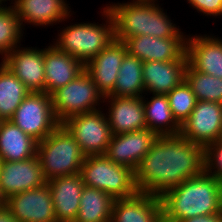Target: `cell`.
<instances>
[{
  "label": "cell",
  "instance_id": "obj_35",
  "mask_svg": "<svg viewBox=\"0 0 222 222\" xmlns=\"http://www.w3.org/2000/svg\"><path fill=\"white\" fill-rule=\"evenodd\" d=\"M0 222H19L10 212V210L5 206V204L0 205Z\"/></svg>",
  "mask_w": 222,
  "mask_h": 222
},
{
  "label": "cell",
  "instance_id": "obj_9",
  "mask_svg": "<svg viewBox=\"0 0 222 222\" xmlns=\"http://www.w3.org/2000/svg\"><path fill=\"white\" fill-rule=\"evenodd\" d=\"M103 111L102 107L96 111L81 113L62 123L78 142L85 156L104 155L110 143L112 134Z\"/></svg>",
  "mask_w": 222,
  "mask_h": 222
},
{
  "label": "cell",
  "instance_id": "obj_1",
  "mask_svg": "<svg viewBox=\"0 0 222 222\" xmlns=\"http://www.w3.org/2000/svg\"><path fill=\"white\" fill-rule=\"evenodd\" d=\"M205 170L204 148L178 135L158 136L135 172L138 192L161 197Z\"/></svg>",
  "mask_w": 222,
  "mask_h": 222
},
{
  "label": "cell",
  "instance_id": "obj_30",
  "mask_svg": "<svg viewBox=\"0 0 222 222\" xmlns=\"http://www.w3.org/2000/svg\"><path fill=\"white\" fill-rule=\"evenodd\" d=\"M185 81L191 87L197 100L222 104V79L194 70L189 64L185 72Z\"/></svg>",
  "mask_w": 222,
  "mask_h": 222
},
{
  "label": "cell",
  "instance_id": "obj_24",
  "mask_svg": "<svg viewBox=\"0 0 222 222\" xmlns=\"http://www.w3.org/2000/svg\"><path fill=\"white\" fill-rule=\"evenodd\" d=\"M38 141L17 127L11 120L0 126V157L4 161H23L36 156Z\"/></svg>",
  "mask_w": 222,
  "mask_h": 222
},
{
  "label": "cell",
  "instance_id": "obj_26",
  "mask_svg": "<svg viewBox=\"0 0 222 222\" xmlns=\"http://www.w3.org/2000/svg\"><path fill=\"white\" fill-rule=\"evenodd\" d=\"M114 199L97 188L84 186L74 222H111Z\"/></svg>",
  "mask_w": 222,
  "mask_h": 222
},
{
  "label": "cell",
  "instance_id": "obj_29",
  "mask_svg": "<svg viewBox=\"0 0 222 222\" xmlns=\"http://www.w3.org/2000/svg\"><path fill=\"white\" fill-rule=\"evenodd\" d=\"M24 30L12 5H0L1 61L17 46H21Z\"/></svg>",
  "mask_w": 222,
  "mask_h": 222
},
{
  "label": "cell",
  "instance_id": "obj_18",
  "mask_svg": "<svg viewBox=\"0 0 222 222\" xmlns=\"http://www.w3.org/2000/svg\"><path fill=\"white\" fill-rule=\"evenodd\" d=\"M112 135L147 129L142 97L104 96ZM108 102V103H107Z\"/></svg>",
  "mask_w": 222,
  "mask_h": 222
},
{
  "label": "cell",
  "instance_id": "obj_32",
  "mask_svg": "<svg viewBox=\"0 0 222 222\" xmlns=\"http://www.w3.org/2000/svg\"><path fill=\"white\" fill-rule=\"evenodd\" d=\"M205 171L222 180V141L211 143L204 149Z\"/></svg>",
  "mask_w": 222,
  "mask_h": 222
},
{
  "label": "cell",
  "instance_id": "obj_17",
  "mask_svg": "<svg viewBox=\"0 0 222 222\" xmlns=\"http://www.w3.org/2000/svg\"><path fill=\"white\" fill-rule=\"evenodd\" d=\"M68 5L67 0H16L12 6L25 30L26 23L45 28L69 20L73 11Z\"/></svg>",
  "mask_w": 222,
  "mask_h": 222
},
{
  "label": "cell",
  "instance_id": "obj_4",
  "mask_svg": "<svg viewBox=\"0 0 222 222\" xmlns=\"http://www.w3.org/2000/svg\"><path fill=\"white\" fill-rule=\"evenodd\" d=\"M103 9V10H102ZM100 13L103 24L98 22H76L63 26L55 36L53 44L62 52L80 60L84 65L97 56L114 39V21L106 7ZM58 36V37H57Z\"/></svg>",
  "mask_w": 222,
  "mask_h": 222
},
{
  "label": "cell",
  "instance_id": "obj_36",
  "mask_svg": "<svg viewBox=\"0 0 222 222\" xmlns=\"http://www.w3.org/2000/svg\"><path fill=\"white\" fill-rule=\"evenodd\" d=\"M8 1L11 2L9 5H11V4L13 5L16 0H11V1H10V0H0V5H1V6H3V5L5 6V4H6V5L8 4ZM5 2H7V3H5ZM3 3H4V4H3Z\"/></svg>",
  "mask_w": 222,
  "mask_h": 222
},
{
  "label": "cell",
  "instance_id": "obj_25",
  "mask_svg": "<svg viewBox=\"0 0 222 222\" xmlns=\"http://www.w3.org/2000/svg\"><path fill=\"white\" fill-rule=\"evenodd\" d=\"M145 97L142 100L147 128L158 136L178 135L181 125L173 116L167 95L152 94L150 100Z\"/></svg>",
  "mask_w": 222,
  "mask_h": 222
},
{
  "label": "cell",
  "instance_id": "obj_11",
  "mask_svg": "<svg viewBox=\"0 0 222 222\" xmlns=\"http://www.w3.org/2000/svg\"><path fill=\"white\" fill-rule=\"evenodd\" d=\"M5 206L19 222H57L48 184L8 197Z\"/></svg>",
  "mask_w": 222,
  "mask_h": 222
},
{
  "label": "cell",
  "instance_id": "obj_31",
  "mask_svg": "<svg viewBox=\"0 0 222 222\" xmlns=\"http://www.w3.org/2000/svg\"><path fill=\"white\" fill-rule=\"evenodd\" d=\"M169 105L176 121L182 123L190 116L197 99L191 87L184 81L167 94Z\"/></svg>",
  "mask_w": 222,
  "mask_h": 222
},
{
  "label": "cell",
  "instance_id": "obj_37",
  "mask_svg": "<svg viewBox=\"0 0 222 222\" xmlns=\"http://www.w3.org/2000/svg\"><path fill=\"white\" fill-rule=\"evenodd\" d=\"M4 198L2 197V195H1V191H0V205H2V204H4Z\"/></svg>",
  "mask_w": 222,
  "mask_h": 222
},
{
  "label": "cell",
  "instance_id": "obj_6",
  "mask_svg": "<svg viewBox=\"0 0 222 222\" xmlns=\"http://www.w3.org/2000/svg\"><path fill=\"white\" fill-rule=\"evenodd\" d=\"M79 174L85 186L102 190L113 199L138 193L134 170L114 163L105 155L85 156Z\"/></svg>",
  "mask_w": 222,
  "mask_h": 222
},
{
  "label": "cell",
  "instance_id": "obj_21",
  "mask_svg": "<svg viewBox=\"0 0 222 222\" xmlns=\"http://www.w3.org/2000/svg\"><path fill=\"white\" fill-rule=\"evenodd\" d=\"M111 222H163L161 199L140 192L114 199Z\"/></svg>",
  "mask_w": 222,
  "mask_h": 222
},
{
  "label": "cell",
  "instance_id": "obj_22",
  "mask_svg": "<svg viewBox=\"0 0 222 222\" xmlns=\"http://www.w3.org/2000/svg\"><path fill=\"white\" fill-rule=\"evenodd\" d=\"M46 183L51 191L57 222H74L85 186L80 174L56 177Z\"/></svg>",
  "mask_w": 222,
  "mask_h": 222
},
{
  "label": "cell",
  "instance_id": "obj_28",
  "mask_svg": "<svg viewBox=\"0 0 222 222\" xmlns=\"http://www.w3.org/2000/svg\"><path fill=\"white\" fill-rule=\"evenodd\" d=\"M29 93L27 87L0 62V118L10 120Z\"/></svg>",
  "mask_w": 222,
  "mask_h": 222
},
{
  "label": "cell",
  "instance_id": "obj_3",
  "mask_svg": "<svg viewBox=\"0 0 222 222\" xmlns=\"http://www.w3.org/2000/svg\"><path fill=\"white\" fill-rule=\"evenodd\" d=\"M129 1L112 2L113 4L105 6L114 21V39L123 41L140 35L158 38L187 37L167 15V11L164 12L159 6L158 0Z\"/></svg>",
  "mask_w": 222,
  "mask_h": 222
},
{
  "label": "cell",
  "instance_id": "obj_27",
  "mask_svg": "<svg viewBox=\"0 0 222 222\" xmlns=\"http://www.w3.org/2000/svg\"><path fill=\"white\" fill-rule=\"evenodd\" d=\"M143 63L136 56L127 52L119 68L114 90L109 96L142 97L145 95L142 75Z\"/></svg>",
  "mask_w": 222,
  "mask_h": 222
},
{
  "label": "cell",
  "instance_id": "obj_8",
  "mask_svg": "<svg viewBox=\"0 0 222 222\" xmlns=\"http://www.w3.org/2000/svg\"><path fill=\"white\" fill-rule=\"evenodd\" d=\"M10 120L38 142L60 125L53 111L51 95L45 92H30Z\"/></svg>",
  "mask_w": 222,
  "mask_h": 222
},
{
  "label": "cell",
  "instance_id": "obj_34",
  "mask_svg": "<svg viewBox=\"0 0 222 222\" xmlns=\"http://www.w3.org/2000/svg\"><path fill=\"white\" fill-rule=\"evenodd\" d=\"M180 222H222V212L214 213L211 215H200L197 217L181 220Z\"/></svg>",
  "mask_w": 222,
  "mask_h": 222
},
{
  "label": "cell",
  "instance_id": "obj_5",
  "mask_svg": "<svg viewBox=\"0 0 222 222\" xmlns=\"http://www.w3.org/2000/svg\"><path fill=\"white\" fill-rule=\"evenodd\" d=\"M36 156L46 181L79 174L85 158L78 142L63 124L38 142Z\"/></svg>",
  "mask_w": 222,
  "mask_h": 222
},
{
  "label": "cell",
  "instance_id": "obj_38",
  "mask_svg": "<svg viewBox=\"0 0 222 222\" xmlns=\"http://www.w3.org/2000/svg\"><path fill=\"white\" fill-rule=\"evenodd\" d=\"M2 158L0 157V168H1Z\"/></svg>",
  "mask_w": 222,
  "mask_h": 222
},
{
  "label": "cell",
  "instance_id": "obj_33",
  "mask_svg": "<svg viewBox=\"0 0 222 222\" xmlns=\"http://www.w3.org/2000/svg\"><path fill=\"white\" fill-rule=\"evenodd\" d=\"M186 2L201 15L215 18L222 16V0H187Z\"/></svg>",
  "mask_w": 222,
  "mask_h": 222
},
{
  "label": "cell",
  "instance_id": "obj_13",
  "mask_svg": "<svg viewBox=\"0 0 222 222\" xmlns=\"http://www.w3.org/2000/svg\"><path fill=\"white\" fill-rule=\"evenodd\" d=\"M30 92H45L44 48H14L2 61Z\"/></svg>",
  "mask_w": 222,
  "mask_h": 222
},
{
  "label": "cell",
  "instance_id": "obj_16",
  "mask_svg": "<svg viewBox=\"0 0 222 222\" xmlns=\"http://www.w3.org/2000/svg\"><path fill=\"white\" fill-rule=\"evenodd\" d=\"M126 53L125 43L113 39L97 56L85 64V71L91 76L103 96L113 92L119 68Z\"/></svg>",
  "mask_w": 222,
  "mask_h": 222
},
{
  "label": "cell",
  "instance_id": "obj_20",
  "mask_svg": "<svg viewBox=\"0 0 222 222\" xmlns=\"http://www.w3.org/2000/svg\"><path fill=\"white\" fill-rule=\"evenodd\" d=\"M187 60L147 61L143 63L142 75L145 95H167L185 81Z\"/></svg>",
  "mask_w": 222,
  "mask_h": 222
},
{
  "label": "cell",
  "instance_id": "obj_7",
  "mask_svg": "<svg viewBox=\"0 0 222 222\" xmlns=\"http://www.w3.org/2000/svg\"><path fill=\"white\" fill-rule=\"evenodd\" d=\"M51 98L55 117L60 124L72 116L99 110L100 103L104 102L103 94L85 70L67 85L55 90Z\"/></svg>",
  "mask_w": 222,
  "mask_h": 222
},
{
  "label": "cell",
  "instance_id": "obj_15",
  "mask_svg": "<svg viewBox=\"0 0 222 222\" xmlns=\"http://www.w3.org/2000/svg\"><path fill=\"white\" fill-rule=\"evenodd\" d=\"M187 37L158 38L148 35L126 38L127 52L142 62L187 60Z\"/></svg>",
  "mask_w": 222,
  "mask_h": 222
},
{
  "label": "cell",
  "instance_id": "obj_23",
  "mask_svg": "<svg viewBox=\"0 0 222 222\" xmlns=\"http://www.w3.org/2000/svg\"><path fill=\"white\" fill-rule=\"evenodd\" d=\"M85 70V65L51 43L44 48L45 93L52 94Z\"/></svg>",
  "mask_w": 222,
  "mask_h": 222
},
{
  "label": "cell",
  "instance_id": "obj_2",
  "mask_svg": "<svg viewBox=\"0 0 222 222\" xmlns=\"http://www.w3.org/2000/svg\"><path fill=\"white\" fill-rule=\"evenodd\" d=\"M163 222L222 212V180L205 170L160 197Z\"/></svg>",
  "mask_w": 222,
  "mask_h": 222
},
{
  "label": "cell",
  "instance_id": "obj_12",
  "mask_svg": "<svg viewBox=\"0 0 222 222\" xmlns=\"http://www.w3.org/2000/svg\"><path fill=\"white\" fill-rule=\"evenodd\" d=\"M157 137L148 128L112 135L104 155L114 163L135 171Z\"/></svg>",
  "mask_w": 222,
  "mask_h": 222
},
{
  "label": "cell",
  "instance_id": "obj_10",
  "mask_svg": "<svg viewBox=\"0 0 222 222\" xmlns=\"http://www.w3.org/2000/svg\"><path fill=\"white\" fill-rule=\"evenodd\" d=\"M204 149L221 139L222 104L197 100L190 116L182 123L180 133Z\"/></svg>",
  "mask_w": 222,
  "mask_h": 222
},
{
  "label": "cell",
  "instance_id": "obj_14",
  "mask_svg": "<svg viewBox=\"0 0 222 222\" xmlns=\"http://www.w3.org/2000/svg\"><path fill=\"white\" fill-rule=\"evenodd\" d=\"M46 182L37 156L23 161L2 160L0 191L4 200L14 194L41 187Z\"/></svg>",
  "mask_w": 222,
  "mask_h": 222
},
{
  "label": "cell",
  "instance_id": "obj_19",
  "mask_svg": "<svg viewBox=\"0 0 222 222\" xmlns=\"http://www.w3.org/2000/svg\"><path fill=\"white\" fill-rule=\"evenodd\" d=\"M213 34L187 35L188 64L197 71L222 79V39Z\"/></svg>",
  "mask_w": 222,
  "mask_h": 222
}]
</instances>
